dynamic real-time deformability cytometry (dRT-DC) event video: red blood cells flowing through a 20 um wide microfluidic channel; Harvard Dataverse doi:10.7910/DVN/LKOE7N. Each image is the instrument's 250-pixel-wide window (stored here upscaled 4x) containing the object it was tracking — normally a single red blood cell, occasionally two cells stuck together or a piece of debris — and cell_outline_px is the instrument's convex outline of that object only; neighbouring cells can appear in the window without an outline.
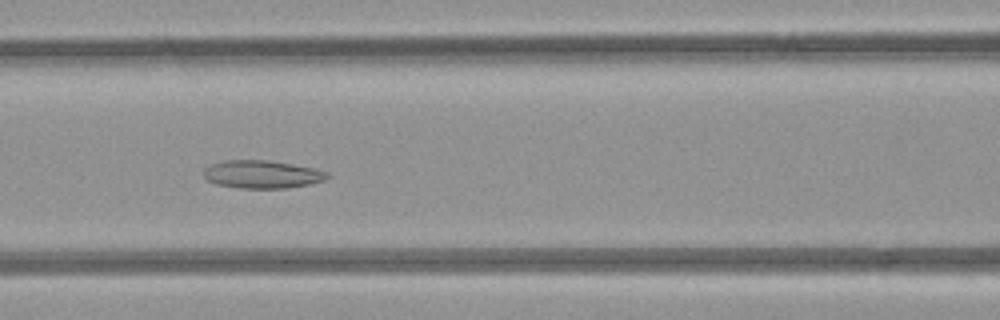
{"species": "common noctule bat (a hibernating species)", "species_latin": "Nyctalus noctula", "temperature_condition": "room temperature", "stored_images_in_passage": 7, "camera_frame_rate_fps": 3000, "um_per_image_px": 0.085, "animal": {"sex": "female", "body_mass_g": 21.9}, "frame": {"image": 1, "passage_image": 5, "time_ms": 4.333, "image_size_px": [1000, 320], "cell_outline_px": [[332, 176], [324, 180], [308, 184], [288, 188], [240, 188], [216, 184], [208, 180], [204, 176], [204, 168], [212, 164], [224, 160], [268, 160], [316, 168], [328, 172]], "centroid_in_image_um": [22.31, 14.81], "position_along_channel_um": 144.3, "area_um2": 20.17}}
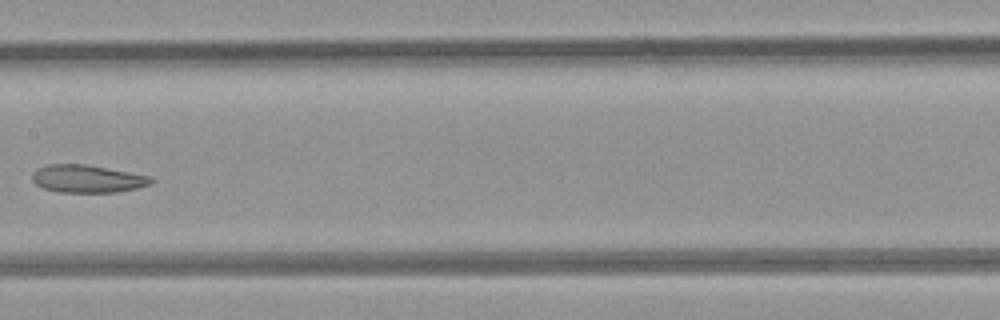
{"frame": {"image": 2, "passage_image": 6, "time_ms": 5.667, "image_size_px": [1000, 320], "cell_outline_px": [[152, 180], [148, 184], [136, 188], [116, 192], [60, 192], [44, 188], [36, 184], [32, 180], [32, 172], [36, 168], [48, 164], [88, 164], [152, 176]], "centroid_in_image_um": [7.39, 15.18], "position_along_channel_um": 200.0, "area_um2": 19.19}}
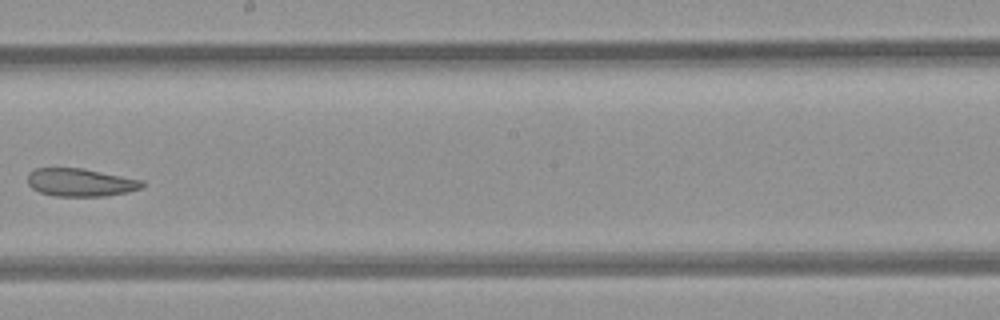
{"frame": {"image": 3, "passage_image": 7, "time_ms": 6.667, "image_size_px": [1000, 320], "cell_outline_px": [[144, 184], [140, 188], [128, 192], [108, 196], [56, 196], [40, 192], [32, 188], [28, 184], [28, 172], [36, 168], [84, 168], [144, 180]], "centroid_in_image_um": [6.85, 15.5], "position_along_channel_um": 241.3, "area_um2": 18.79}}